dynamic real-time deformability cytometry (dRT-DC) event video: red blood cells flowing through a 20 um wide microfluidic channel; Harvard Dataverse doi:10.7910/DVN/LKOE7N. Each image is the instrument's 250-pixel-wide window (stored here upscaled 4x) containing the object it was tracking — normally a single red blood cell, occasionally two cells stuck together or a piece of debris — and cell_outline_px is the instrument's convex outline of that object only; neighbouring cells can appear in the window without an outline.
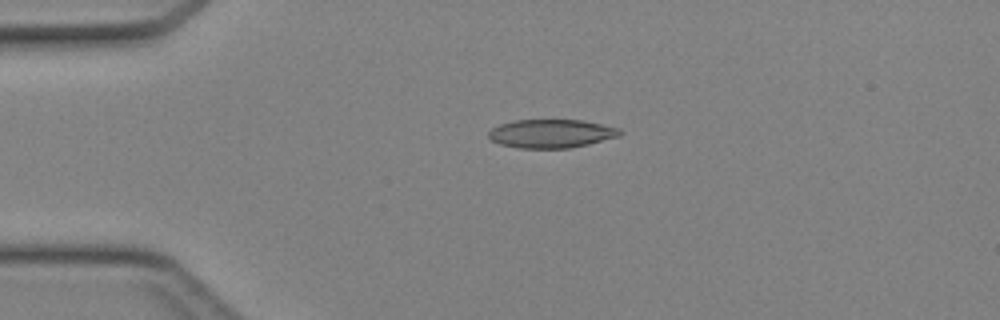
{"species": "Egyptian fruit bat (a non-hibernating species)", "species_latin": "Rousettus aegyptiacus", "temperature_condition": "cold", "stored_images_in_passage": 37, "camera_frame_rate_fps": 3000, "um_per_image_px": 0.085, "animal": {"sex": "female"}, "frame": {"image": 1, "passage_image": 2, "time_ms": 0.333, "image_size_px": [1000, 320], "cell_outline_px": [[620, 136], [588, 144], [568, 148], [520, 148], [500, 144], [492, 140], [488, 136], [488, 132], [492, 128], [500, 124], [516, 120], [580, 120], [620, 128]], "centroid_in_image_um": [46.84, 11.35], "position_along_channel_um": 38.2, "area_um2": 21.62}}
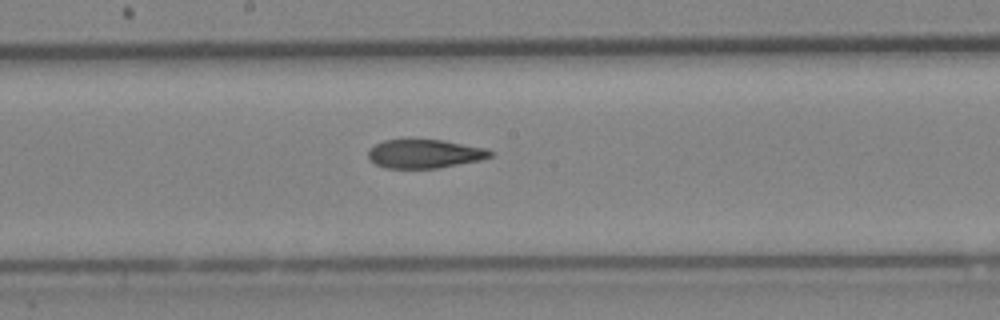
{"frame": {"image": 2, "passage_image": 16, "time_ms": 5.0, "image_size_px": [1000, 320], "cell_outline_px": [[496, 152], [492, 156], [480, 160], [436, 168], [384, 168], [368, 160], [368, 148], [384, 140], [444, 140], [484, 148]], "centroid_in_image_um": [36.07, 13.07], "position_along_channel_um": 212.1, "area_um2": 20.4}}
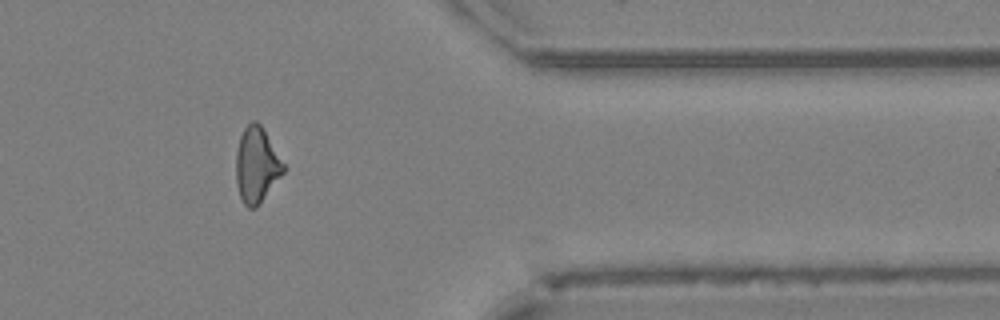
{"frame": {"image": 3, "passage_image": 29, "time_ms": 9.333, "image_size_px": [1000, 320], "cell_outline_px": [[288, 168], [260, 204], [256, 208], [248, 208], [244, 204], [240, 196], [236, 184], [236, 152], [240, 136], [244, 128], [252, 120], [256, 120], [260, 124]], "centroid_in_image_um": [21.83, 14.04], "position_along_channel_um": 389.6, "area_um2": 21.15}}